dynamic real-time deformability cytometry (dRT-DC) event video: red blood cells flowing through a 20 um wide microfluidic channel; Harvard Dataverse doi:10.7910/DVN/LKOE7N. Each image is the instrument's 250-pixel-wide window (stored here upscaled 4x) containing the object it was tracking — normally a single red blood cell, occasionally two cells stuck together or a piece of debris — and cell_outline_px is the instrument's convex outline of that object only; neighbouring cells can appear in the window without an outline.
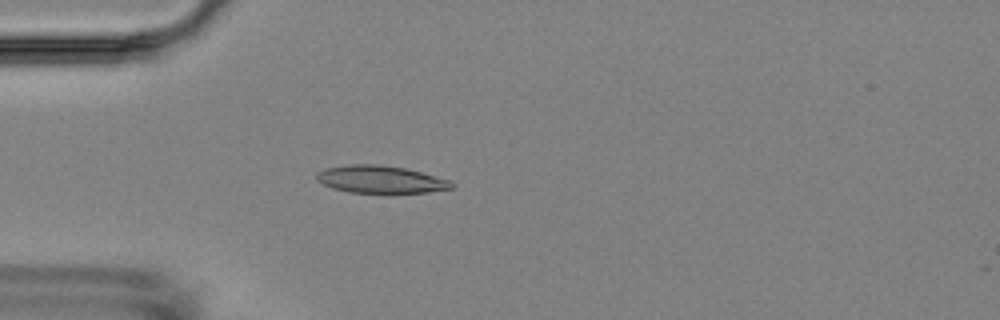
{"species": "Egyptian fruit bat (a non-hibernating species)", "species_latin": "Rousettus aegyptiacus", "temperature_condition": "room temperature", "stored_images_in_passage": 3, "camera_frame_rate_fps": 3000, "um_per_image_px": 0.085, "animal": {"sex": "female"}, "frame": {"image": 1, "passage_image": 3, "time_ms": 4.0, "image_size_px": [1000, 320], "cell_outline_px": [[456, 184], [452, 188], [428, 192], [348, 192], [332, 188], [316, 180], [316, 172], [328, 168], [352, 164], [376, 164], [404, 168], [452, 180]], "centroid_in_image_um": [32.36, 15.24], "position_along_channel_um": 52.6, "area_um2": 21.39}}